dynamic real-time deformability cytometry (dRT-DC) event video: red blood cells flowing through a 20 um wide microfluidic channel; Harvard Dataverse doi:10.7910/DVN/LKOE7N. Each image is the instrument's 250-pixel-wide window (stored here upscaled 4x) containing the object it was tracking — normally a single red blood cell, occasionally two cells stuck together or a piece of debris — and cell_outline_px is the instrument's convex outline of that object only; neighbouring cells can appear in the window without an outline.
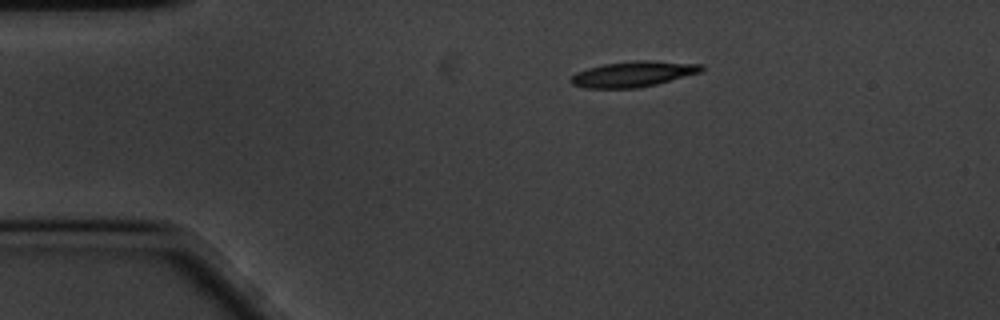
{"species": "common noctule bat (a hibernating species)", "species_latin": "Nyctalus noctula", "temperature_condition": "cold", "stored_images_in_passage": 49, "camera_frame_rate_fps": 3000, "um_per_image_px": 0.085, "animal": {"sex": "male", "body_mass_g": 20.1, "forearm_length_mm": 53.5}, "frame": {"image": 1, "passage_image": 1, "time_ms": 0.0, "image_size_px": [1000, 320], "cell_outline_px": [[704, 68], [700, 72], [656, 84], [636, 88], [584, 88], [572, 84], [568, 80], [576, 72], [588, 68], [604, 64], [636, 60], [648, 60], [704, 64]], "centroid_in_image_um": [53.8, 6.29], "position_along_channel_um": 31.2, "area_um2": 19.42}}
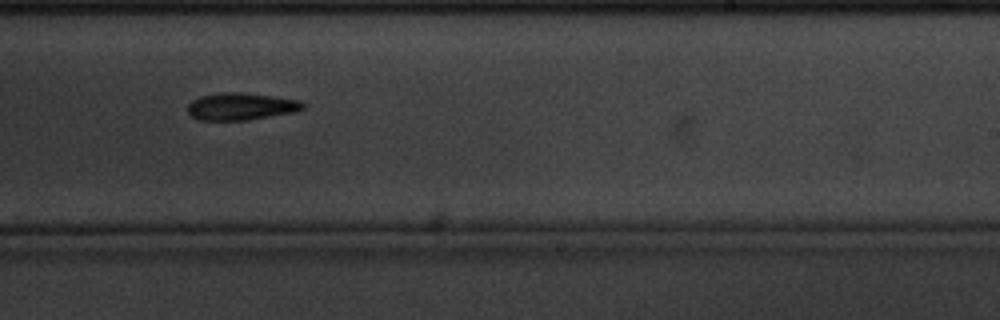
{"frame": {"image": 2, "passage_image": 26, "time_ms": 8.333, "image_size_px": [1000, 320], "cell_outline_px": [[304, 108], [296, 112], [248, 120], [200, 120], [192, 116], [188, 112], [188, 104], [192, 100], [200, 96], [220, 92], [244, 92], [300, 100], [304, 104]], "centroid_in_image_um": [20.49, 9.04], "position_along_channel_um": 268.5, "area_um2": 18.38}}
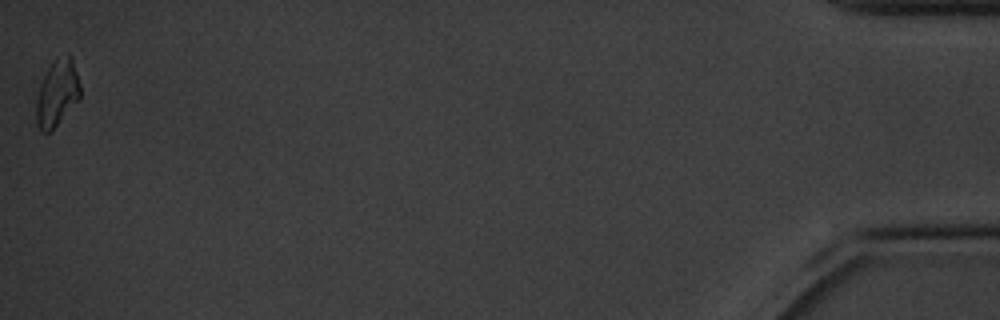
{"frame": {"image": 3, "passage_image": 49, "time_ms": 16.0, "image_size_px": [1000, 320], "cell_outline_px": [[80, 100], [48, 132], [40, 132], [36, 124], [36, 100], [40, 84], [52, 60], [68, 52], [72, 56], [80, 84]], "centroid_in_image_um": [4.86, 7.87], "position_along_channel_um": 430.3, "area_um2": 17.17}, "authors_computed_cell_mechanics": {"area_um2": 18.4382, "velocity_mm_per_s": 3.3658, "shape_relaxation_time_tau1_ms": 3.2905, "shape_relaxation_time_tau2_ms": null, "deformation_change_tau1": 0.1065, "deformation_change_tau2": null}}